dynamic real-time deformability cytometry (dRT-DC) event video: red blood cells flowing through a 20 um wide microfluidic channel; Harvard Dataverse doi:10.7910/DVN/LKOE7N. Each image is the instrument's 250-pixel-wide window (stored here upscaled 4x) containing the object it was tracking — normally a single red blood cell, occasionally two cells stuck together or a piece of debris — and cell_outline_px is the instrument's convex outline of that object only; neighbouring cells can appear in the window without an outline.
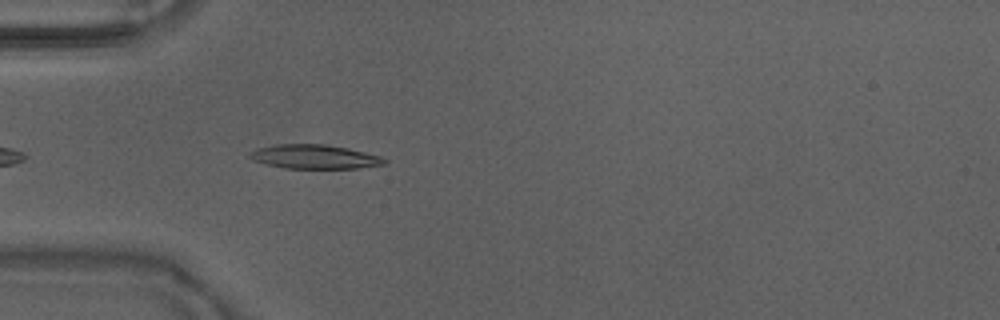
{"species": "Egyptian fruit bat (a non-hibernating species)", "species_latin": "Rousettus aegyptiacus", "temperature_condition": "warm", "stored_images_in_passage": 37, "camera_frame_rate_fps": 3000, "um_per_image_px": 0.085, "animal": {"sex": "male"}, "frame": {"image": 1, "passage_image": 3, "time_ms": 0.667, "image_size_px": [1000, 320], "cell_outline_px": [[388, 160], [384, 164], [356, 168], [284, 168], [252, 160], [248, 156], [248, 152], [256, 148], [276, 144], [324, 144], [348, 148], [380, 156]], "centroid_in_image_um": [26.69, 13.31], "position_along_channel_um": 58.3, "area_um2": 18.84}}
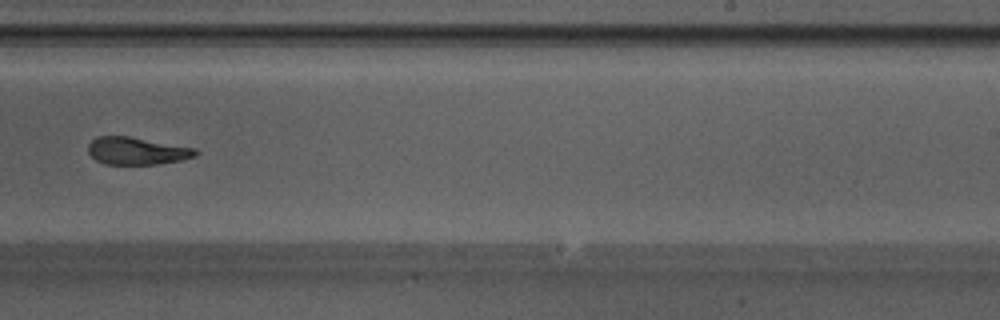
{"frame": {"image": 2, "passage_image": 19, "time_ms": 6.0, "image_size_px": [1000, 320], "cell_outline_px": [[200, 152], [196, 156], [180, 160], [156, 164], [104, 164], [96, 160], [88, 152], [88, 144], [96, 136], [128, 136], [196, 148]], "centroid_in_image_um": [11.63, 12.82], "position_along_channel_um": 277.4, "area_um2": 17.17}}
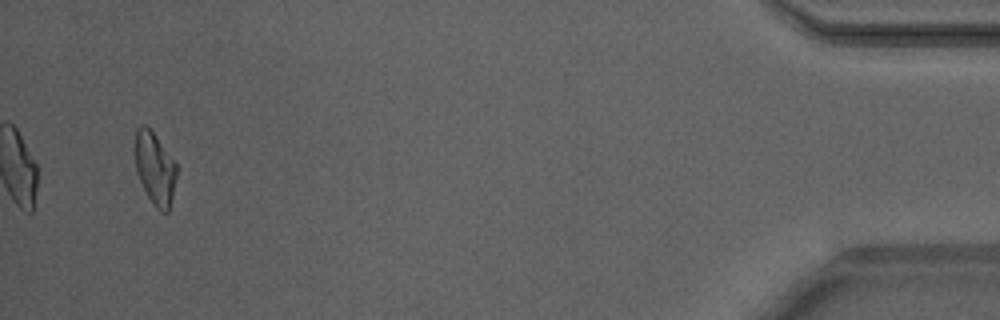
{"frame": {"image": 3, "passage_image": 35, "time_ms": 11.333, "image_size_px": [1000, 320], "cell_outline_px": [[176, 176], [172, 196], [168, 212], [160, 212], [152, 204], [136, 172], [132, 148], [136, 128], [140, 124], [144, 124], [152, 132], [176, 164]], "centroid_in_image_um": [13.1, 14.28], "position_along_channel_um": 422.1, "area_um2": 17.63}, "authors_computed_cell_mechanics": {"area_um2": 18.3226, "velocity_mm_per_s": 4.2101, "shape_relaxation_time_tau1_ms": 4.7047, "shape_relaxation_time_tau2_ms": 2.2948, "deformation_change_tau1": 0.1742, "deformation_change_tau2": 0.103}}